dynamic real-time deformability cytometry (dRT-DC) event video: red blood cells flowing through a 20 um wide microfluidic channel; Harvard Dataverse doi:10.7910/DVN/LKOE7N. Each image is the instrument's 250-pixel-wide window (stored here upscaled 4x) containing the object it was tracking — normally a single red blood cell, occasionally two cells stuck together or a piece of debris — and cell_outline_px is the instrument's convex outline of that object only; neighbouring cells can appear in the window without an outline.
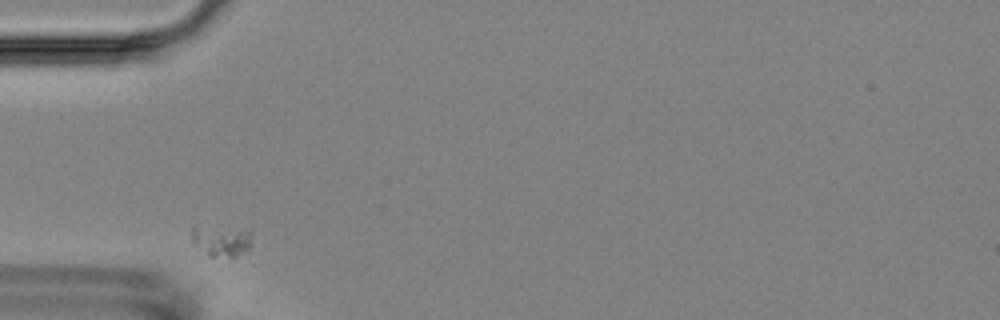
{"species": "Egyptian fruit bat (a non-hibernating species)", "species_latin": "Rousettus aegyptiacus", "temperature_condition": "room temperature", "stored_images_in_passage": 1, "camera_frame_rate_fps": 3000, "um_per_image_px": 0.085, "animal": {"sex": "female"}, "frame": {"image": 1, "passage_image": 1, "time_ms": 0.0, "image_size_px": [1000, 320], "cell_outline_px": [[252, 244], [248, 248], [236, 256], [208, 256], [192, 244], [192, 224], [252, 228]], "centroid_in_image_um": [18.82, 20.38], "position_along_channel_um": 66.2, "area_um2": 11.68}}